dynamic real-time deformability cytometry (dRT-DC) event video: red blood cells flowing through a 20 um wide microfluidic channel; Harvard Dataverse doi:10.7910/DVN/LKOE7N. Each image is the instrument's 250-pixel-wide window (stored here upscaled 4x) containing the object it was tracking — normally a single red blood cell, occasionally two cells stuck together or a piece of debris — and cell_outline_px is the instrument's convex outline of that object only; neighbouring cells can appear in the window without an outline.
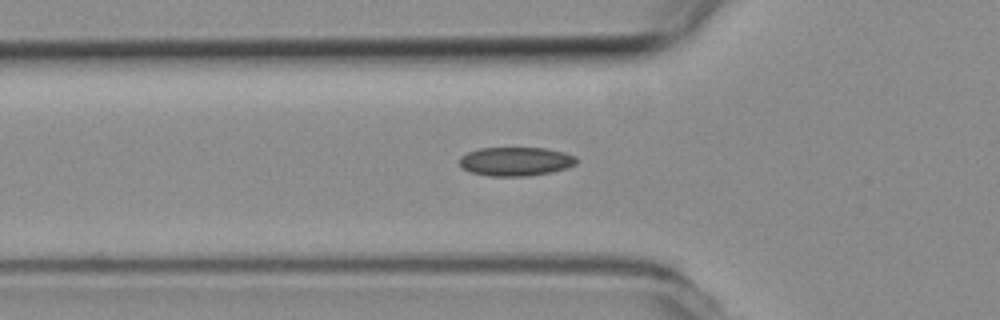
{"species": "common noctule bat (a hibernating species)", "species_latin": "Nyctalus noctula", "temperature_condition": "room temperature", "stored_images_in_passage": 4, "camera_frame_rate_fps": 3000, "um_per_image_px": 0.085, "animal": {"sex": "female", "body_mass_g": 19.3, "forearm_length_mm": 54.1}, "frame": {"image": 1, "passage_image": 4, "time_ms": 1.0, "image_size_px": [1000, 320], "cell_outline_px": [[580, 160], [576, 164], [568, 168], [552, 172], [528, 176], [488, 176], [472, 172], [460, 168], [460, 156], [468, 152], [480, 148], [548, 148], [564, 152], [576, 156]], "centroid_in_image_um": [43.87, 13.72], "position_along_channel_um": 81.9, "area_um2": 19.94}}